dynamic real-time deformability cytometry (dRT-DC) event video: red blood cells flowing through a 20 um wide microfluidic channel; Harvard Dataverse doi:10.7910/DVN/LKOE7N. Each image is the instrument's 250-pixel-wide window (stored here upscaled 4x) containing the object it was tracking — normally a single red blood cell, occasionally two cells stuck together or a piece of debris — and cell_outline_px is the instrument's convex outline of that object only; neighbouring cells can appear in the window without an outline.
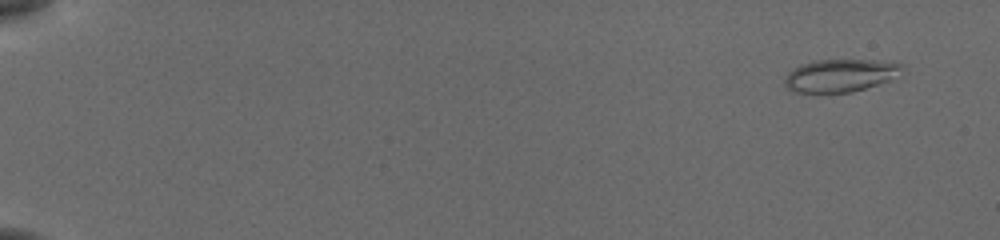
{"species": "common noctule bat (a hibernating species)", "species_latin": "Nyctalus noctula", "temperature_condition": "cold", "stored_images_in_passage": 56, "camera_frame_rate_fps": 3000, "um_per_image_px": 0.085, "animal": {"sex": "female", "body_mass_g": 19.5, "forearm_length_mm": 54.1}, "frame": {"image": 1, "passage_image": 4, "time_ms": 1.0, "image_size_px": [1000, 240], "cell_outline_px": [[904, 64], [888, 80], [852, 92], [792, 92], [784, 84], [784, 76], [788, 72], [800, 64], [816, 60], [876, 60]], "centroid_in_image_um": [71.31, 6.41], "position_along_channel_um": 13.7, "area_um2": 21.91}}
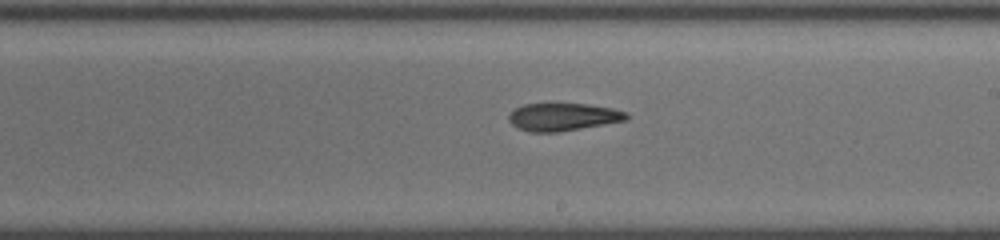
{"frame": {"image": 2, "passage_image": 35, "time_ms": 11.333, "image_size_px": [1000, 240], "cell_outline_px": [[628, 120], [560, 132], [528, 132], [516, 128], [508, 120], [508, 116], [516, 108], [524, 104], [552, 100], [588, 104], [612, 108], [628, 112]], "centroid_in_image_um": [47.83, 9.89], "position_along_channel_um": 241.2, "area_um2": 20.0}}
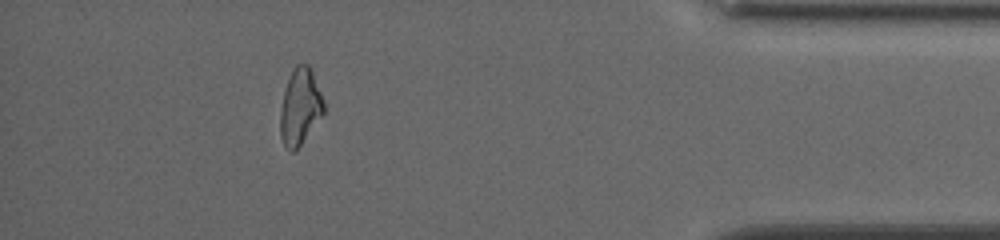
{"frame": {"image": 3, "passage_image": 51, "time_ms": 16.667, "image_size_px": [1000, 240], "cell_outline_px": [[324, 112], [296, 152], [292, 152], [284, 148], [280, 136], [280, 112], [284, 88], [296, 64], [308, 64], [312, 72], [324, 100]], "centroid_in_image_um": [25.49, 9.13], "position_along_channel_um": 409.7, "area_um2": 19.42}, "authors_computed_cell_mechanics": {"area_um2": 20.0566, "velocity_mm_per_s": 3.862, "shape_relaxation_time_tau1_ms": 8.5869, "shape_relaxation_time_tau2_ms": 4.6335, "deformation_change_tau1": 0.2172, "deformation_change_tau2": 0.1475}}